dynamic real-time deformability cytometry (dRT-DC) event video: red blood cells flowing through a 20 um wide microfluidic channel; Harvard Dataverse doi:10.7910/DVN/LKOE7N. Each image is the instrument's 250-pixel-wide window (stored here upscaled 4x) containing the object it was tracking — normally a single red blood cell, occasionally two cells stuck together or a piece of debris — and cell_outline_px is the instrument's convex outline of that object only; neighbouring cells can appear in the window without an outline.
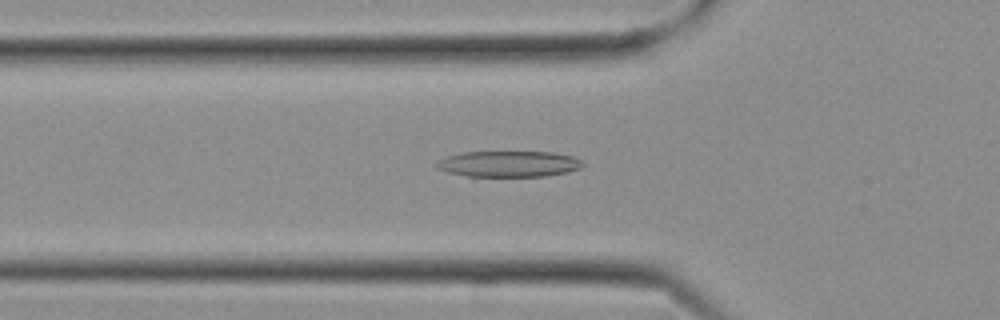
{"species": "Egyptian fruit bat (a non-hibernating species)", "species_latin": "Rousettus aegyptiacus", "temperature_condition": "cold", "stored_images_in_passage": 16, "camera_frame_rate_fps": 3000, "um_per_image_px": 0.085, "frame": {"image": 1, "passage_image": 9, "time_ms": 2.667, "image_size_px": [1000, 320], "cell_outline_px": [[584, 164], [580, 168], [568, 172], [544, 176], [468, 176], [448, 172], [436, 168], [436, 164], [440, 160], [448, 156], [460, 152], [552, 152], [576, 156]], "centroid_in_image_um": [43.28, 13.93], "position_along_channel_um": 82.5, "area_um2": 22.08}}
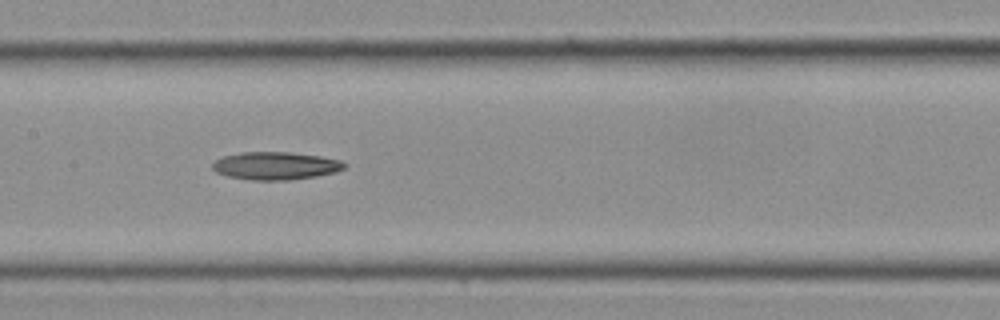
{"frame": {"image": 2, "passage_image": 13, "time_ms": 4.0, "image_size_px": [1000, 320], "cell_outline_px": [[348, 164], [344, 168], [336, 172], [316, 176], [292, 180], [252, 180], [228, 176], [216, 172], [212, 168], [212, 164], [216, 160], [224, 156], [240, 152], [288, 152], [320, 156], [340, 160]], "centroid_in_image_um": [23.44, 14.09], "position_along_channel_um": 184.0, "area_um2": 21.39}}
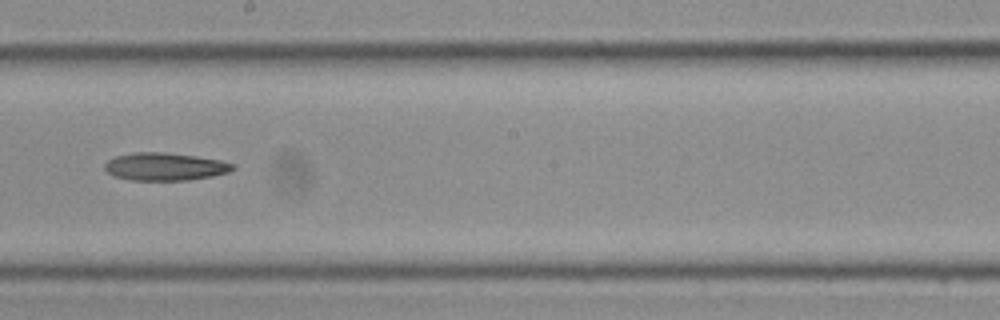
{"frame": {"image": 3, "passage_image": 15, "time_ms": 4.667, "image_size_px": [1000, 320], "cell_outline_px": [[236, 168], [228, 172], [212, 176], [188, 180], [132, 180], [112, 176], [104, 168], [104, 164], [108, 160], [116, 156], [132, 152], [164, 152], [196, 156], [220, 160], [236, 164]], "centroid_in_image_um": [14.02, 14.16], "position_along_channel_um": 234.2, "area_um2": 20.81}}